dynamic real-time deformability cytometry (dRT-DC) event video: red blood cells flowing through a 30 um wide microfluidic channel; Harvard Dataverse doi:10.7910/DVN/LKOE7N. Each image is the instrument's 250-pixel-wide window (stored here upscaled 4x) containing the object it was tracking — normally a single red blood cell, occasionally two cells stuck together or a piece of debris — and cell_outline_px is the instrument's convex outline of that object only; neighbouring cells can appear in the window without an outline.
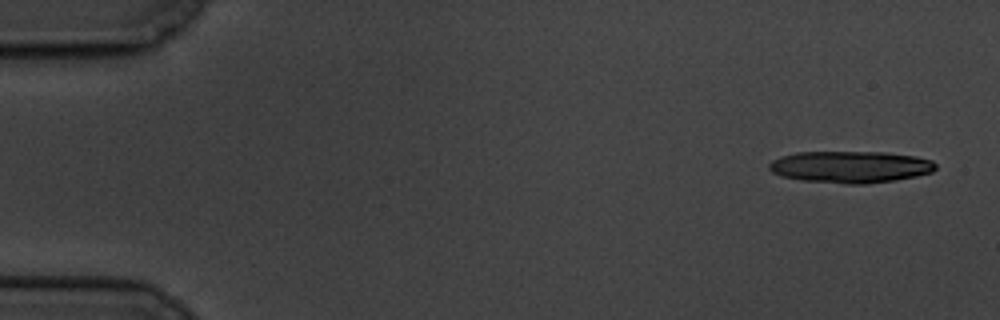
{"species": "common noctule bat (a hibernating species)", "species_latin": "Nyctalus noctula", "temperature_condition": "cold", "stored_images_in_passage": 7, "camera_frame_rate_fps": 3000, "um_per_image_px": 0.085, "animal": {"sex": "male", "body_mass_g": 19.5, "forearm_length_mm": 54.6}, "frame": {"image": 1, "passage_image": 1, "time_ms": 0.0, "image_size_px": [1000, 320], "cell_outline_px": [[936, 168], [932, 172], [916, 176], [896, 180], [864, 184], [848, 184], [800, 180], [780, 176], [772, 172], [768, 168], [768, 164], [772, 160], [780, 156], [796, 152], [888, 152], [916, 156], [932, 160], [936, 164]], "centroid_in_image_um": [72.27, 14.18], "position_along_channel_um": 12.7, "area_um2": 31.15}}
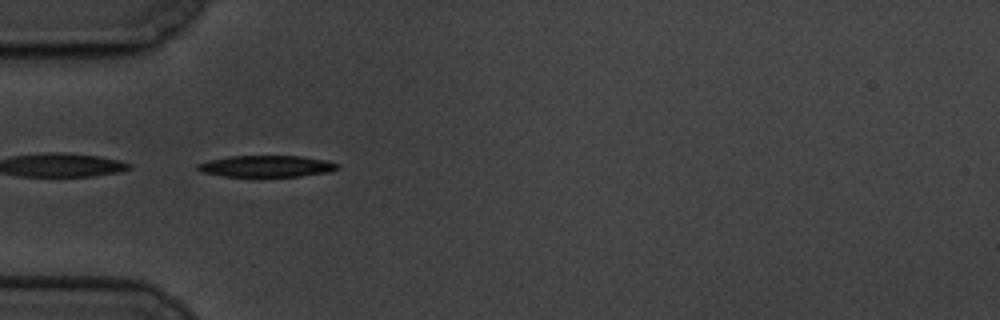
{"frame": {"image": 2, "passage_image": 5, "time_ms": 5.333, "image_size_px": [1000, 320], "cell_outline_px": [[340, 168], [328, 172], [300, 176], [260, 180], [252, 180], [224, 176], [200, 172], [196, 168], [196, 164], [208, 160], [228, 156], [300, 156], [328, 160], [340, 164]], "centroid_in_image_um": [22.61, 14.18], "position_along_channel_um": 62.4, "area_um2": 18.84}}
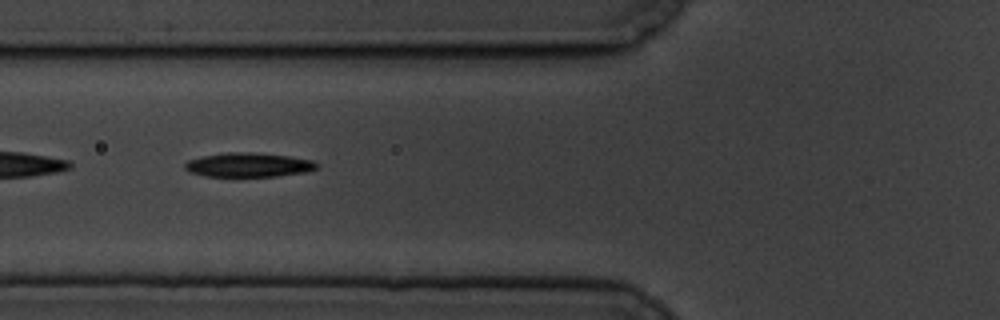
{"frame": {"image": 3, "passage_image": 6, "time_ms": 6.667, "image_size_px": [1000, 320], "cell_outline_px": [[320, 164], [316, 168], [304, 172], [276, 176], [204, 176], [188, 172], [184, 168], [184, 164], [188, 160], [200, 156], [228, 152], [252, 152], [288, 156], [312, 160]], "centroid_in_image_um": [21.07, 14.01], "position_along_channel_um": 104.7, "area_um2": 18.61}}